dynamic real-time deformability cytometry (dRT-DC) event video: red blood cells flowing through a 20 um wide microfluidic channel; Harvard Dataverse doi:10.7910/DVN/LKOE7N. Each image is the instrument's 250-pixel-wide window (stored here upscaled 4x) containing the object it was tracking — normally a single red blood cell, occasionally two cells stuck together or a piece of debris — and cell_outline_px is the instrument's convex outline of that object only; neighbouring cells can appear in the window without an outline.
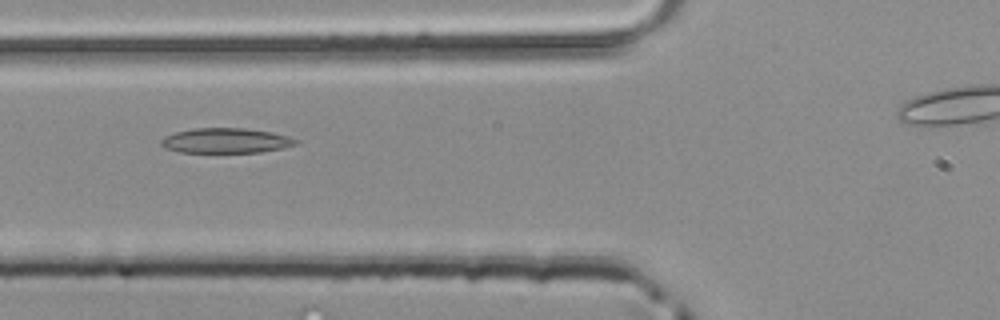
{"species": "common noctule bat (a hibernating species)", "species_latin": "Nyctalus noctula", "temperature_condition": "room temperature", "stored_images_in_passage": 28, "camera_frame_rate_fps": 3000, "um_per_image_px": 0.085, "animal": {"sex": "male", "body_mass_g": 20.4}, "frame": {"image": 1, "passage_image": 4, "time_ms": 1.0, "image_size_px": [1000, 320], "cell_outline_px": [[296, 144], [280, 148], [260, 152], [180, 152], [164, 148], [160, 144], [160, 140], [164, 136], [176, 132], [192, 128], [244, 128], [272, 132], [288, 136], [296, 140]], "centroid_in_image_um": [19.13, 11.95], "position_along_channel_um": 106.7, "area_um2": 19.48}}
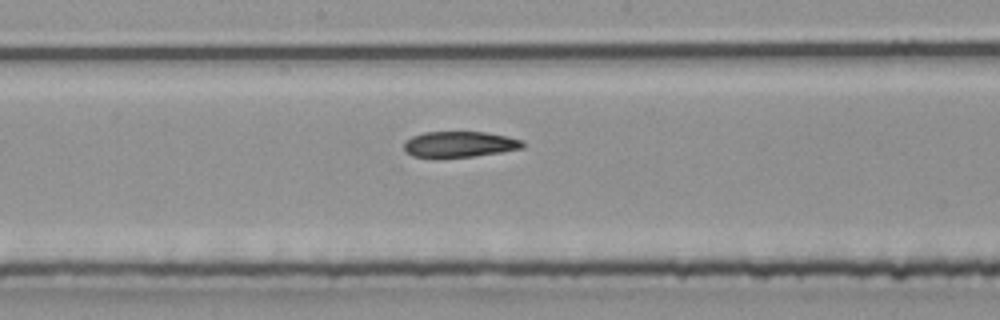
{"frame": {"image": 2, "passage_image": 11, "time_ms": 3.333, "image_size_px": [1000, 320], "cell_outline_px": [[524, 148], [500, 152], [472, 156], [412, 156], [404, 148], [404, 144], [412, 136], [424, 132], [484, 132], [508, 136], [524, 140]], "centroid_in_image_um": [39.13, 12.24], "position_along_channel_um": 209.1, "area_um2": 17.46}}
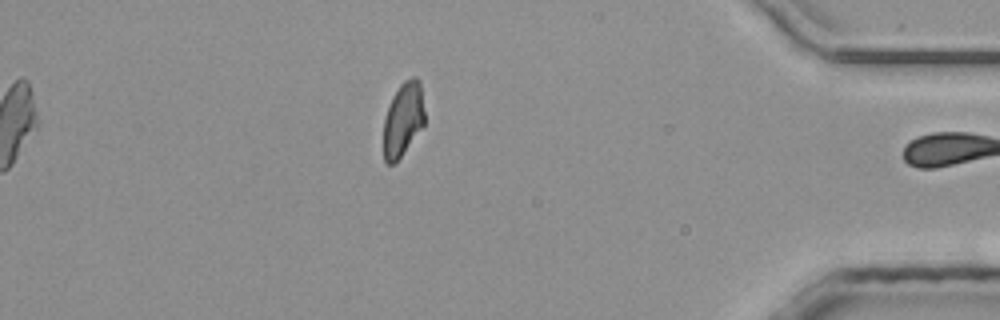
{"frame": {"image": 3, "passage_image": 27, "time_ms": 8.667, "image_size_px": [1000, 320], "cell_outline_px": [[424, 124], [400, 156], [392, 164], [388, 164], [384, 160], [384, 120], [392, 96], [400, 84], [404, 80], [412, 76], [416, 76], [420, 80], [424, 112]], "centroid_in_image_um": [34.26, 10.08], "position_along_channel_um": 400.9, "area_um2": 17.4}}